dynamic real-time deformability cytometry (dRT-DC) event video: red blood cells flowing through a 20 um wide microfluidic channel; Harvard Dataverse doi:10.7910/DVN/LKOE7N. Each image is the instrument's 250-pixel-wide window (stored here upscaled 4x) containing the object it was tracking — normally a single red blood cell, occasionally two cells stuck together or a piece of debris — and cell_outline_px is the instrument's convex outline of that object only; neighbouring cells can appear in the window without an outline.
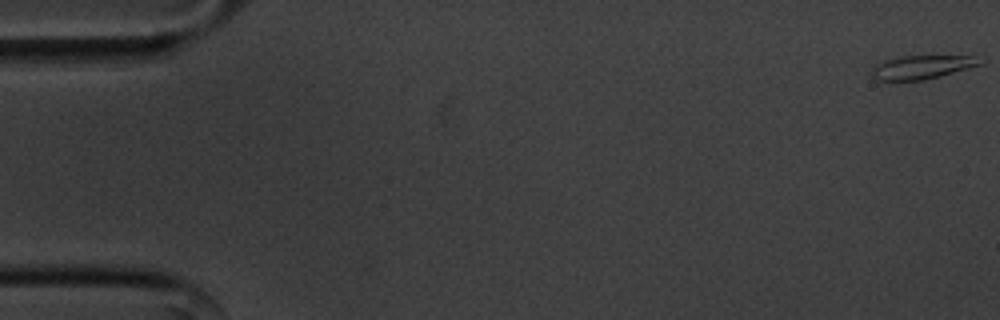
{"species": "common noctule bat (a hibernating species)", "species_latin": "Nyctalus noctula", "temperature_condition": "cold", "stored_images_in_passage": 56, "camera_frame_rate_fps": 3000, "um_per_image_px": 0.085, "animal": {"sex": "male", "body_mass_g": 20.1, "forearm_length_mm": 53.5}, "frame": {"image": 1, "passage_image": 1, "time_ms": 0.0, "image_size_px": [1000, 320], "cell_outline_px": [[980, 64], [968, 68], [940, 76], [924, 80], [876, 80], [872, 76], [872, 68], [876, 64], [884, 60], [900, 56], [972, 56], [980, 60]], "centroid_in_image_um": [78.29, 5.71], "position_along_channel_um": 6.7, "area_um2": 14.62}}
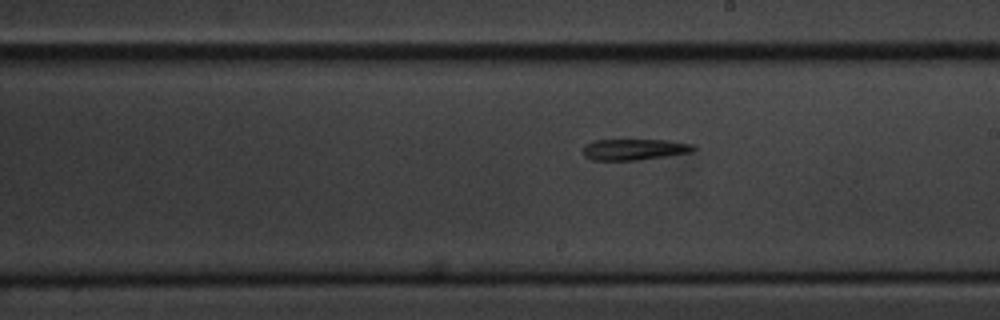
{"frame": {"image": 2, "passage_image": 32, "time_ms": 10.333, "image_size_px": [1000, 320], "cell_outline_px": [[696, 148], [692, 152], [668, 156], [640, 160], [592, 160], [584, 156], [584, 144], [592, 140], [668, 140], [692, 144]], "centroid_in_image_um": [53.91, 12.7], "position_along_channel_um": 235.1, "area_um2": 13.7}}
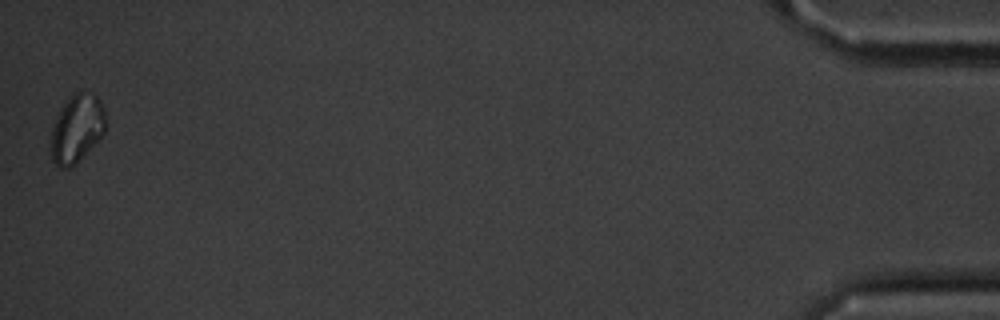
{"frame": {"image": 3, "passage_image": 56, "time_ms": 18.333, "image_size_px": [1000, 320], "cell_outline_px": [[104, 132], [76, 164], [68, 168], [60, 168], [52, 160], [52, 128], [56, 116], [68, 96], [84, 88], [96, 96], [100, 100], [104, 108]], "centroid_in_image_um": [6.52, 10.87], "position_along_channel_um": 428.7, "area_um2": 21.56}}